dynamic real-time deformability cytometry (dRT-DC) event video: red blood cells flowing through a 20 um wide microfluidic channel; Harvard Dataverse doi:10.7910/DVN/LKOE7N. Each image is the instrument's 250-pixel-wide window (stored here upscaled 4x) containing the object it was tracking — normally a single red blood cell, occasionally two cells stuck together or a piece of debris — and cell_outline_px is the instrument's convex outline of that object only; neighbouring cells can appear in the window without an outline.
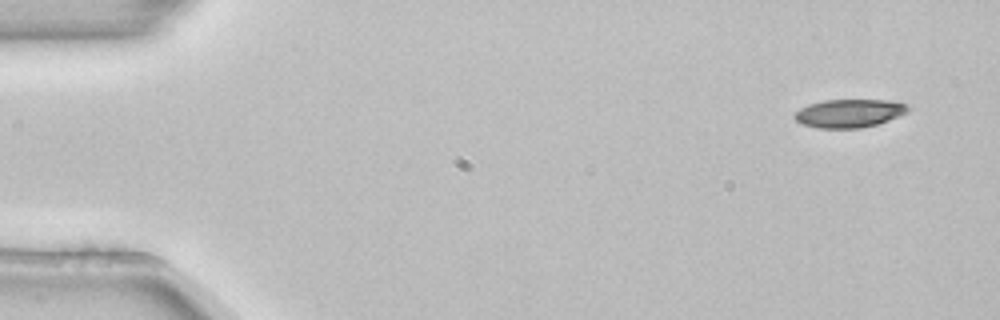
{"species": "common noctule bat (a hibernating species)", "species_latin": "Nyctalus noctula", "temperature_condition": "room temperature", "stored_images_in_passage": 5, "camera_frame_rate_fps": 3000, "um_per_image_px": 0.085, "animal": {"sex": "female", "body_mass_g": 22.7, "forearm_length_mm": 54.2}, "frame": {"image": 1, "passage_image": 1, "time_ms": 0.0, "image_size_px": [1000, 320], "cell_outline_px": [[912, 108], [908, 112], [900, 116], [876, 124], [860, 128], [816, 128], [800, 124], [792, 116], [800, 108], [808, 104], [824, 100], [888, 100], [912, 104]], "centroid_in_image_um": [72.22, 9.62], "position_along_channel_um": 12.8, "area_um2": 19.02}}
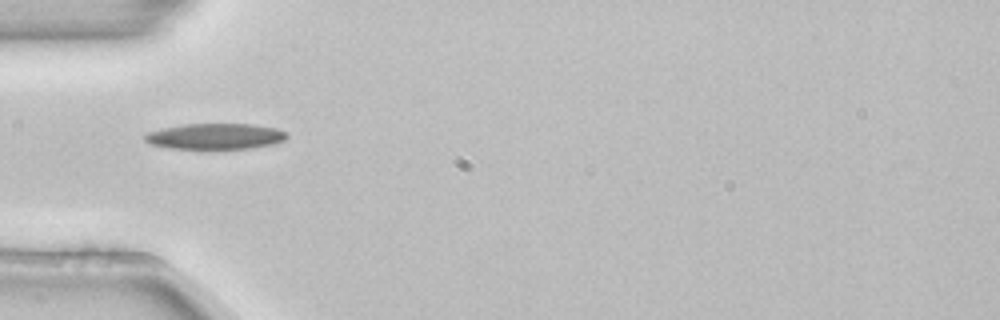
{"frame": {"image": 2, "passage_image": 4, "time_ms": 1.0, "image_size_px": [1000, 320], "cell_outline_px": [[288, 136], [284, 140], [272, 144], [252, 148], [172, 148], [152, 144], [144, 140], [144, 136], [148, 132], [164, 128], [184, 124], [252, 124], [276, 128], [288, 132]], "centroid_in_image_um": [18.34, 11.57], "position_along_channel_um": 66.7, "area_um2": 21.1}}